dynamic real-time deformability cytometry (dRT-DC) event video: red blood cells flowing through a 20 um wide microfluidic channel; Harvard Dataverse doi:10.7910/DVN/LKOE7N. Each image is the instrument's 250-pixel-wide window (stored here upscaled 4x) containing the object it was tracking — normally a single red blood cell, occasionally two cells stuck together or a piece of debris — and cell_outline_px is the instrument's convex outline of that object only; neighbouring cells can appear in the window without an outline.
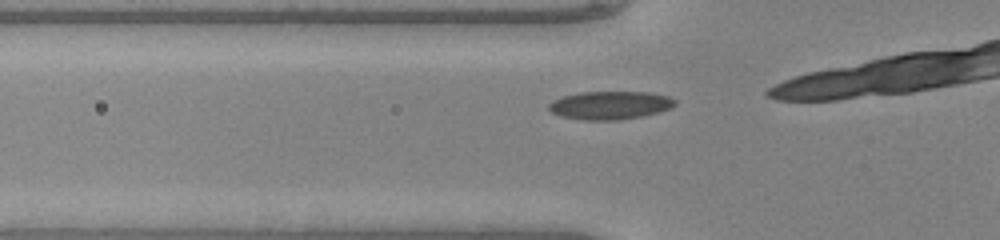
{"species": "common noctule bat (a hibernating species)", "species_latin": "Nyctalus noctula", "temperature_condition": "warm", "stored_images_in_passage": 8, "camera_frame_rate_fps": 3000, "um_per_image_px": 0.085, "animal": {"sex": "male", "body_mass_g": 20.0, "forearm_length_mm": 53.3}, "frame": {"image": 1, "passage_image": 4, "time_ms": 1.0, "image_size_px": [1000, 240], "cell_outline_px": [[676, 104], [672, 108], [660, 112], [620, 120], [584, 120], [560, 116], [552, 112], [548, 108], [548, 104], [552, 100], [564, 96], [580, 92], [648, 92], [668, 96], [676, 100]], "centroid_in_image_um": [51.86, 8.95], "position_along_channel_um": 73.9, "area_um2": 20.81}}
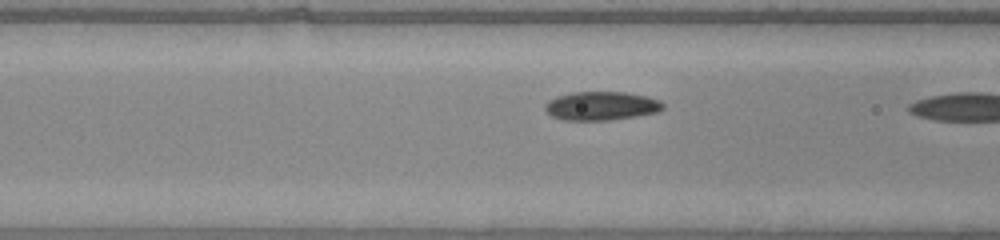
{"frame": {"image": 2, "passage_image": 7, "time_ms": 2.0, "image_size_px": [1000, 240], "cell_outline_px": [[664, 108], [660, 112], [636, 116], [608, 120], [564, 120], [552, 116], [544, 108], [544, 104], [548, 100], [556, 96], [572, 92], [624, 92], [644, 96], [660, 100], [664, 104]], "centroid_in_image_um": [51.11, 9.0], "position_along_channel_um": 115.5, "area_um2": 19.77}}